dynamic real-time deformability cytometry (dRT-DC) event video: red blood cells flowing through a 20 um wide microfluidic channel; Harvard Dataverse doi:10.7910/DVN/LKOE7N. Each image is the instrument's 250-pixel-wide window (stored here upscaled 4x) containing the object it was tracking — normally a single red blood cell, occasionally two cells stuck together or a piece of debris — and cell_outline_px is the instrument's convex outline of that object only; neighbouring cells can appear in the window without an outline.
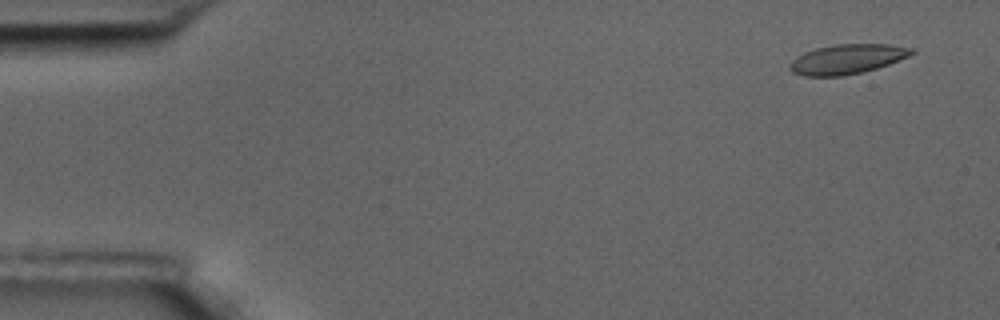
{"species": "common noctule bat (a hibernating species)", "species_latin": "Nyctalus noctula", "temperature_condition": "room temperature", "stored_images_in_passage": 59, "camera_frame_rate_fps": 3000, "um_per_image_px": 0.085, "animal": {"sex": "male", "body_mass_g": 17.5, "forearm_length_mm": 52.3}, "frame": {"image": 1, "passage_image": 4, "time_ms": 1.0, "image_size_px": [1000, 320], "cell_outline_px": [[916, 52], [908, 56], [888, 64], [876, 68], [860, 72], [840, 76], [804, 76], [792, 72], [792, 60], [796, 56], [804, 52], [816, 48], [836, 44], [888, 44], [916, 48]], "centroid_in_image_um": [72.04, 5.01], "position_along_channel_um": 13.0, "area_um2": 20.87}}
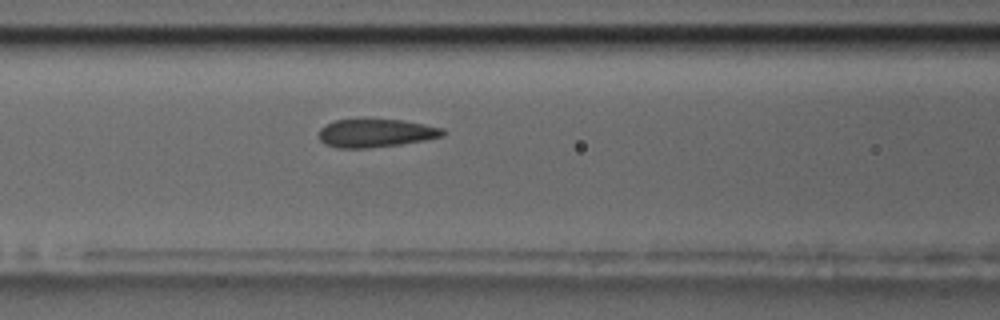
{"frame": {"image": 2, "passage_image": 25, "time_ms": 8.0, "image_size_px": [1000, 320], "cell_outline_px": [[448, 132], [444, 136], [424, 140], [400, 144], [368, 148], [336, 148], [324, 144], [320, 140], [320, 128], [324, 124], [336, 120], [400, 120], [424, 124], [444, 128]], "centroid_in_image_um": [31.96, 11.32], "position_along_channel_um": 134.6, "area_um2": 20.35}}
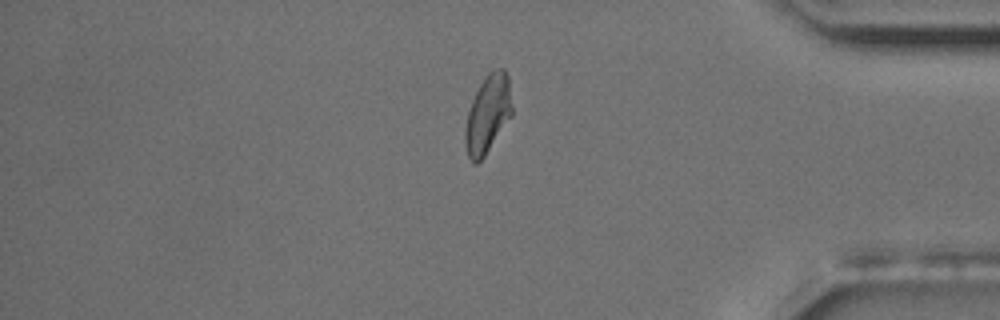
{"frame": {"image": 3, "passage_image": 50, "time_ms": 16.333, "image_size_px": [1000, 320], "cell_outline_px": [[512, 116], [484, 156], [476, 164], [472, 164], [468, 156], [464, 140], [464, 132], [468, 112], [472, 100], [484, 76], [488, 72], [496, 68], [504, 68], [508, 76], [512, 108]], "centroid_in_image_um": [41.46, 9.69], "position_along_channel_um": 393.7, "area_um2": 21.33}, "authors_computed_cell_mechanics": {"area_um2": 21.1548, "velocity_mm_per_s": 3.4314, "shape_relaxation_time_tau1_ms": 4.9526, "shape_relaxation_time_tau2_ms": 1.3364, "deformation_change_tau1": 0.1248, "deformation_change_tau2": 0.0638}}